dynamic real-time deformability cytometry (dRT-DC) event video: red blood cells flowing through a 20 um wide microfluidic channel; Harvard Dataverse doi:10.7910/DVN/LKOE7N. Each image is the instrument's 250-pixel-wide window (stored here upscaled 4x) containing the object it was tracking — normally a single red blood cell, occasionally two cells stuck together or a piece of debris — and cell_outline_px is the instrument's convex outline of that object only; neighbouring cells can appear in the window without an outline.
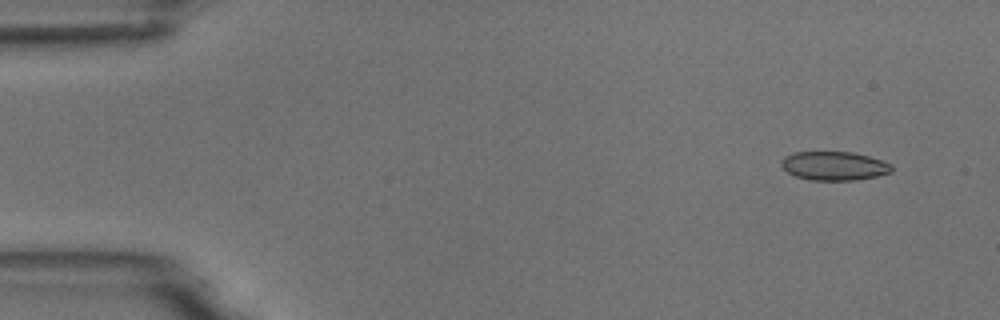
{"species": "common noctule bat (a hibernating species)", "species_latin": "Nyctalus noctula", "temperature_condition": "room temperature", "stored_images_in_passage": 7, "camera_frame_rate_fps": 3000, "um_per_image_px": 0.085, "animal": {"sex": "male", "body_mass_g": 18.8}, "frame": {"image": 1, "passage_image": 1, "time_ms": 0.0, "image_size_px": [1000, 320], "cell_outline_px": [[892, 172], [876, 176], [856, 180], [808, 180], [796, 176], [788, 172], [780, 164], [780, 160], [784, 156], [792, 152], [852, 152], [868, 156], [892, 164]], "centroid_in_image_um": [70.87, 14.1], "position_along_channel_um": 14.1, "area_um2": 18.55}}
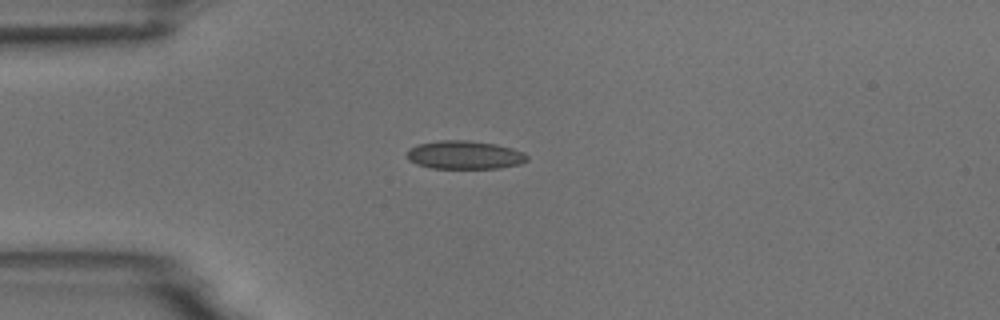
{"frame": {"image": 2, "passage_image": 4, "time_ms": 3.333, "image_size_px": [1000, 320], "cell_outline_px": [[528, 160], [520, 164], [500, 168], [432, 168], [416, 164], [408, 160], [408, 152], [416, 144], [440, 140], [468, 140], [492, 144], [512, 148], [524, 152], [528, 156]], "centroid_in_image_um": [39.5, 13.17], "position_along_channel_um": 45.5, "area_um2": 19.77}}
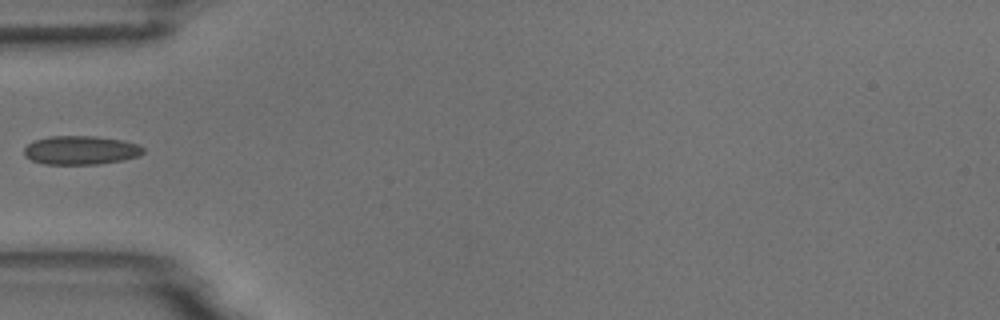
{"frame": {"image": 3, "passage_image": 5, "time_ms": 4.667, "image_size_px": [1000, 320], "cell_outline_px": [[144, 152], [140, 156], [124, 160], [100, 164], [44, 164], [32, 160], [24, 156], [24, 148], [28, 144], [36, 140], [48, 136], [92, 136], [124, 140], [136, 144], [144, 148]], "centroid_in_image_um": [6.88, 12.77], "position_along_channel_um": 78.1, "area_um2": 20.06}}